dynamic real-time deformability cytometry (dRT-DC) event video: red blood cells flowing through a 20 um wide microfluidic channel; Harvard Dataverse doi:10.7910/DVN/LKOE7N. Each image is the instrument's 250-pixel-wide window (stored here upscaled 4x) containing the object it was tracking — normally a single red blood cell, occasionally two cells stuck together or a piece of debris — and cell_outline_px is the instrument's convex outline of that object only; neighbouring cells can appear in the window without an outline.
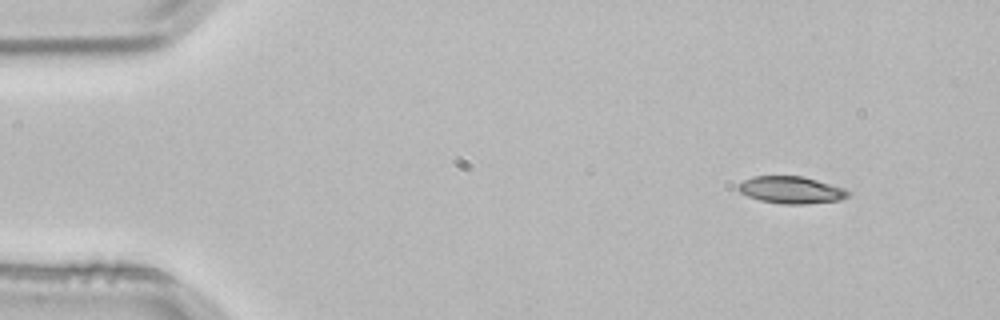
{"species": "common noctule bat (a hibernating species)", "species_latin": "Nyctalus noctula", "temperature_condition": "room temperature", "stored_images_in_passage": 3, "camera_frame_rate_fps": 3000, "um_per_image_px": 0.085, "animal": {"sex": "male", "body_mass_g": 21.5, "forearm_length_mm": 52.0}, "frame": {"image": 1, "passage_image": 1, "time_ms": 0.0, "image_size_px": [1000, 320], "cell_outline_px": [[852, 192], [848, 196], [840, 200], [804, 204], [780, 204], [760, 200], [748, 196], [740, 192], [736, 188], [736, 184], [752, 176], [804, 176], [844, 188]], "centroid_in_image_um": [67.23, 16.14], "position_along_channel_um": 17.8, "area_um2": 17.51}}
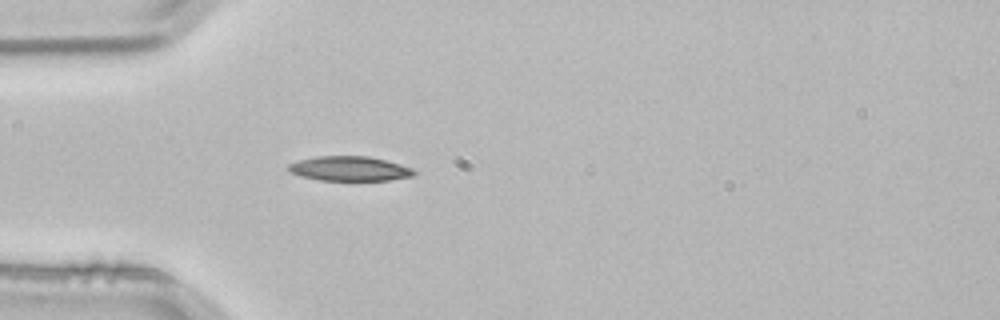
{"frame": {"image": 2, "passage_image": 3, "time_ms": 0.667, "image_size_px": [1000, 320], "cell_outline_px": [[416, 176], [388, 180], [320, 180], [300, 176], [288, 172], [284, 168], [288, 164], [300, 160], [316, 156], [368, 156], [384, 160], [412, 168], [416, 172]], "centroid_in_image_um": [29.67, 14.34], "position_along_channel_um": 55.3, "area_um2": 18.09}}